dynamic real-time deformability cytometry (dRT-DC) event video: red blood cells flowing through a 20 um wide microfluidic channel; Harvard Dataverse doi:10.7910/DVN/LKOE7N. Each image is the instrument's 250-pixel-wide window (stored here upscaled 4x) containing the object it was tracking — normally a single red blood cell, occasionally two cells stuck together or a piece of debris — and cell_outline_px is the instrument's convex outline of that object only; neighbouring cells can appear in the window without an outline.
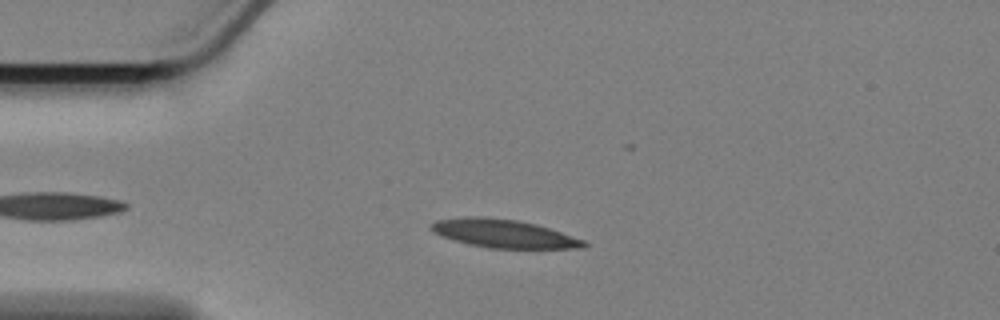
{"species": "Egyptian fruit bat (a non-hibernating species)", "species_latin": "Rousettus aegyptiacus", "temperature_condition": "cold", "stored_images_in_passage": 49, "camera_frame_rate_fps": 3000, "um_per_image_px": 0.085, "animal": {"sex": "female"}, "frame": {"image": 1, "passage_image": 9, "time_ms": 2.667, "image_size_px": [1000, 320], "cell_outline_px": [[588, 244], [584, 248], [488, 248], [468, 244], [440, 236], [432, 232], [432, 224], [436, 220], [472, 216], [516, 220], [536, 224], [584, 240]], "centroid_in_image_um": [42.8, 19.86], "position_along_channel_um": 42.2, "area_um2": 24.8}}
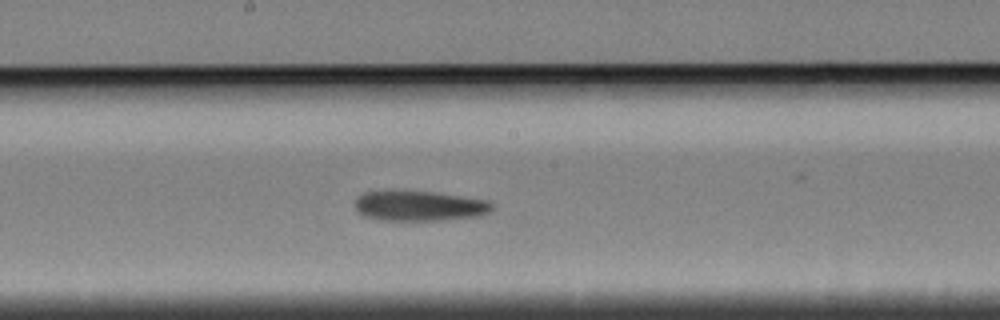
{"frame": {"image": 2, "passage_image": 26, "time_ms": 8.333, "image_size_px": [1000, 320], "cell_outline_px": [[492, 212], [480, 216], [440, 220], [380, 220], [364, 216], [356, 212], [356, 196], [364, 192], [436, 192], [488, 200], [492, 204]], "centroid_in_image_um": [35.67, 17.51], "position_along_channel_um": 212.5, "area_um2": 23.93}}
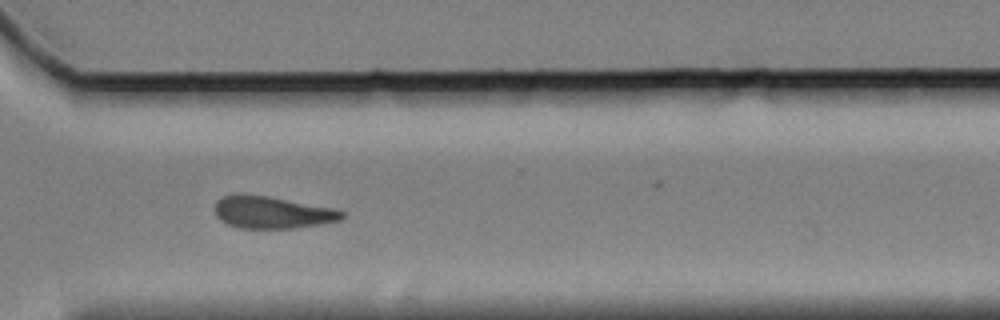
{"frame": {"image": 3, "passage_image": 38, "time_ms": 12.333, "image_size_px": [1000, 320], "cell_outline_px": [[344, 216], [340, 220], [320, 224], [296, 228], [240, 228], [228, 224], [220, 220], [216, 216], [216, 200], [224, 196], [268, 196], [336, 208], [344, 212]], "centroid_in_image_um": [23.19, 18.07], "position_along_channel_um": 347.4, "area_um2": 23.41}, "authors_computed_cell_mechanics": {"area_um2": 24.6228, "velocity_mm_per_s": 3.3769, "shape_relaxation_time_tau1_ms": 5.0922, "shape_relaxation_time_tau2_ms": null, "deformation_change_tau1": 0.143, "deformation_change_tau2": null}}